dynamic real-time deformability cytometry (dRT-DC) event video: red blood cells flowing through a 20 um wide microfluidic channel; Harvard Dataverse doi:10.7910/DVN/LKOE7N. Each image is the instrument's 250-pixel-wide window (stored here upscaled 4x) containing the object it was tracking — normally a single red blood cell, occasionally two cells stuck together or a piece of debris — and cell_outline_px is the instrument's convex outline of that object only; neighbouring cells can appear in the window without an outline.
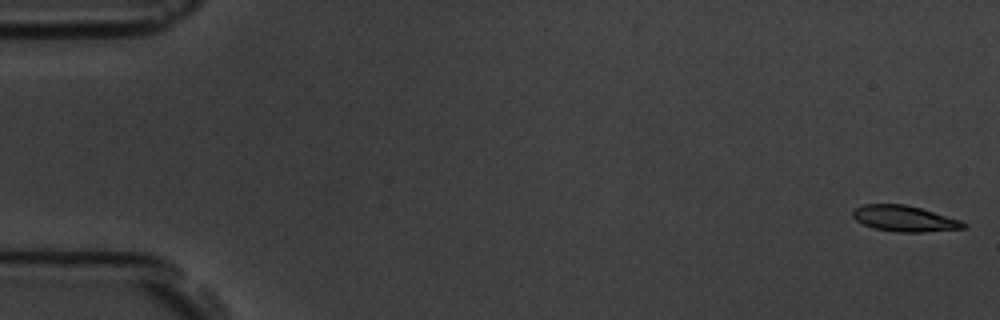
{"species": "common noctule bat (a hibernating species)", "species_latin": "Nyctalus noctula", "temperature_condition": "room temperature", "stored_images_in_passage": 5, "camera_frame_rate_fps": 3000, "um_per_image_px": 0.085, "animal": {"sex": "male", "body_mass_g": 19.5, "forearm_length_mm": 54.6}, "frame": {"image": 1, "passage_image": 1, "time_ms": 0.0, "image_size_px": [1000, 320], "cell_outline_px": [[968, 224], [964, 228], [924, 232], [896, 232], [872, 228], [856, 220], [852, 216], [852, 212], [856, 208], [864, 204], [904, 204], [920, 208], [960, 220]], "centroid_in_image_um": [76.86, 18.58], "position_along_channel_um": 8.1, "area_um2": 16.59}}
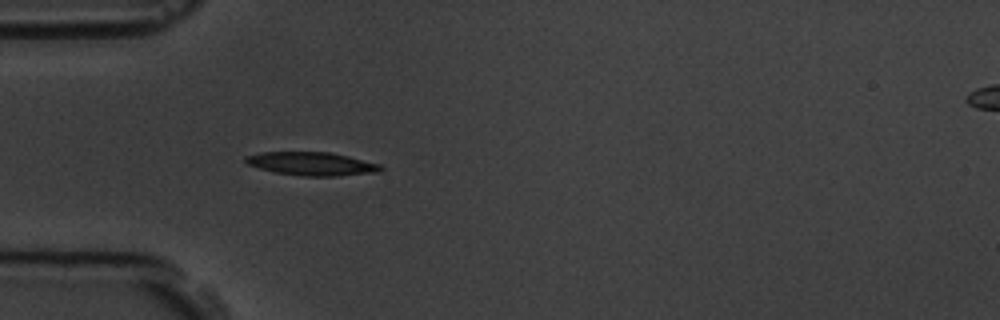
{"frame": {"image": 2, "passage_image": 5, "time_ms": 5.333, "image_size_px": [1000, 320], "cell_outline_px": [[384, 168], [380, 172], [336, 176], [304, 176], [276, 172], [260, 168], [248, 164], [244, 160], [244, 156], [260, 152], [332, 152], [380, 164]], "centroid_in_image_um": [26.52, 13.91], "position_along_channel_um": 58.5, "area_um2": 18.38}}